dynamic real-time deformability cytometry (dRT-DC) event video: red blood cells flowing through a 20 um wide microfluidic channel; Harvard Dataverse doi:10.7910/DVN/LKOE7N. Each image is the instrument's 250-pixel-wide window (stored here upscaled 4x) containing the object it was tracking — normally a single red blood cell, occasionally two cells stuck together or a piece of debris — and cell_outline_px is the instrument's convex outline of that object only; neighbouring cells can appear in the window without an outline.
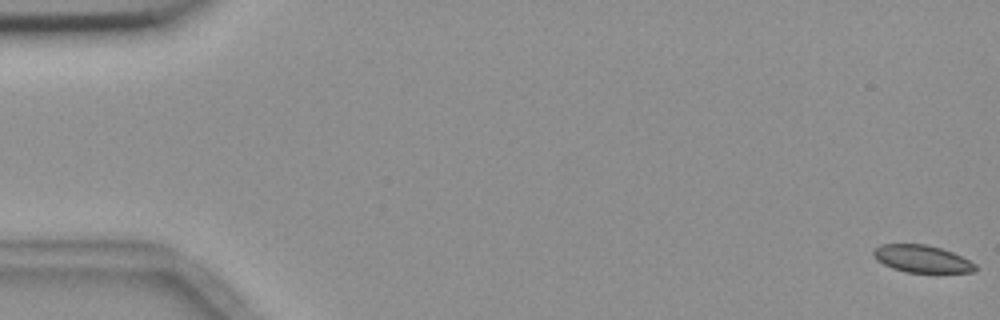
{"species": "common noctule bat (a hibernating species)", "species_latin": "Nyctalus noctula", "temperature_condition": "room temperature", "stored_images_in_passage": 6, "camera_frame_rate_fps": 3000, "um_per_image_px": 0.085, "animal": {"sex": "female", "body_mass_g": 18.4}, "frame": {"image": 1, "passage_image": 1, "time_ms": 0.0, "image_size_px": [1000, 320], "cell_outline_px": [[976, 268], [972, 272], [908, 272], [892, 268], [876, 260], [872, 256], [872, 252], [880, 244], [924, 244], [940, 248], [952, 252], [976, 264]], "centroid_in_image_um": [78.31, 21.99], "position_along_channel_um": 6.7, "area_um2": 16.01}}
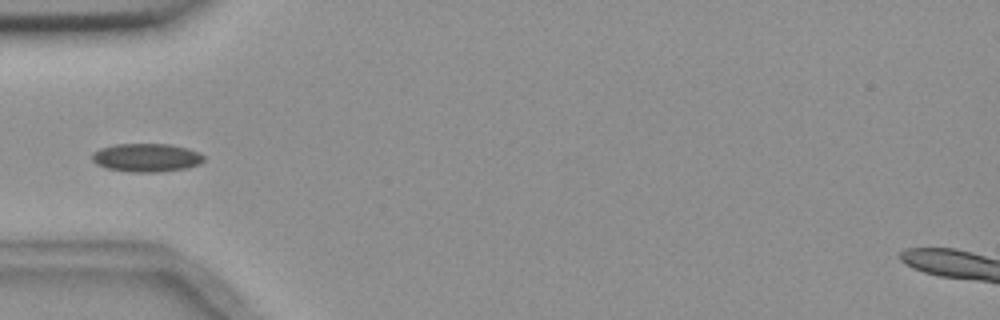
{"frame": {"image": 2, "passage_image": 6, "time_ms": 6.0, "image_size_px": [1000, 320], "cell_outline_px": [[204, 160], [200, 164], [188, 168], [160, 172], [132, 172], [108, 168], [96, 164], [92, 160], [92, 152], [100, 148], [116, 144], [172, 144], [188, 148], [200, 152], [204, 156]], "centroid_in_image_um": [12.48, 13.39], "position_along_channel_um": 72.5, "area_um2": 18.67}}